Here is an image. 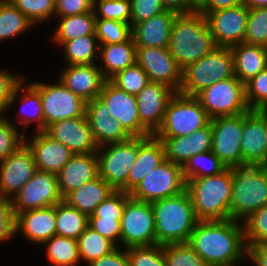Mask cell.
I'll return each instance as SVG.
<instances>
[{
	"mask_svg": "<svg viewBox=\"0 0 267 266\" xmlns=\"http://www.w3.org/2000/svg\"><path fill=\"white\" fill-rule=\"evenodd\" d=\"M187 243L209 266H241V262H248L243 222L199 220Z\"/></svg>",
	"mask_w": 267,
	"mask_h": 266,
	"instance_id": "6da1fadb",
	"label": "cell"
},
{
	"mask_svg": "<svg viewBox=\"0 0 267 266\" xmlns=\"http://www.w3.org/2000/svg\"><path fill=\"white\" fill-rule=\"evenodd\" d=\"M216 47L205 16L198 11L177 14L169 38V52L181 70Z\"/></svg>",
	"mask_w": 267,
	"mask_h": 266,
	"instance_id": "7a4b0ae2",
	"label": "cell"
},
{
	"mask_svg": "<svg viewBox=\"0 0 267 266\" xmlns=\"http://www.w3.org/2000/svg\"><path fill=\"white\" fill-rule=\"evenodd\" d=\"M151 205L155 219L156 244L187 243L199 221L187 190L154 201Z\"/></svg>",
	"mask_w": 267,
	"mask_h": 266,
	"instance_id": "3957f363",
	"label": "cell"
},
{
	"mask_svg": "<svg viewBox=\"0 0 267 266\" xmlns=\"http://www.w3.org/2000/svg\"><path fill=\"white\" fill-rule=\"evenodd\" d=\"M186 190L198 220L230 219L232 168H226L218 175L189 179Z\"/></svg>",
	"mask_w": 267,
	"mask_h": 266,
	"instance_id": "277c9868",
	"label": "cell"
},
{
	"mask_svg": "<svg viewBox=\"0 0 267 266\" xmlns=\"http://www.w3.org/2000/svg\"><path fill=\"white\" fill-rule=\"evenodd\" d=\"M267 204V166L242 165L232 168L230 219L243 222Z\"/></svg>",
	"mask_w": 267,
	"mask_h": 266,
	"instance_id": "5b68a950",
	"label": "cell"
},
{
	"mask_svg": "<svg viewBox=\"0 0 267 266\" xmlns=\"http://www.w3.org/2000/svg\"><path fill=\"white\" fill-rule=\"evenodd\" d=\"M235 76L234 57L230 47L216 46L197 62L182 70L179 93L196 96L215 82Z\"/></svg>",
	"mask_w": 267,
	"mask_h": 266,
	"instance_id": "8992f818",
	"label": "cell"
},
{
	"mask_svg": "<svg viewBox=\"0 0 267 266\" xmlns=\"http://www.w3.org/2000/svg\"><path fill=\"white\" fill-rule=\"evenodd\" d=\"M209 123L210 118L195 96L176 92L169 100L163 123L154 135L157 138L189 135Z\"/></svg>",
	"mask_w": 267,
	"mask_h": 266,
	"instance_id": "52a82bcc",
	"label": "cell"
},
{
	"mask_svg": "<svg viewBox=\"0 0 267 266\" xmlns=\"http://www.w3.org/2000/svg\"><path fill=\"white\" fill-rule=\"evenodd\" d=\"M210 119L235 116L249 111L245 84L236 76L215 82L195 96Z\"/></svg>",
	"mask_w": 267,
	"mask_h": 266,
	"instance_id": "ba28073f",
	"label": "cell"
},
{
	"mask_svg": "<svg viewBox=\"0 0 267 266\" xmlns=\"http://www.w3.org/2000/svg\"><path fill=\"white\" fill-rule=\"evenodd\" d=\"M99 176L114 190L125 192V183L138 154V137L109 143L97 150Z\"/></svg>",
	"mask_w": 267,
	"mask_h": 266,
	"instance_id": "9c48e42d",
	"label": "cell"
},
{
	"mask_svg": "<svg viewBox=\"0 0 267 266\" xmlns=\"http://www.w3.org/2000/svg\"><path fill=\"white\" fill-rule=\"evenodd\" d=\"M186 190V180L181 166L165 160L150 171L129 193L130 197L152 203L172 197Z\"/></svg>",
	"mask_w": 267,
	"mask_h": 266,
	"instance_id": "30bf717a",
	"label": "cell"
},
{
	"mask_svg": "<svg viewBox=\"0 0 267 266\" xmlns=\"http://www.w3.org/2000/svg\"><path fill=\"white\" fill-rule=\"evenodd\" d=\"M155 244V219L151 203L130 197L125 203L121 217L119 247L128 248Z\"/></svg>",
	"mask_w": 267,
	"mask_h": 266,
	"instance_id": "8fae6325",
	"label": "cell"
},
{
	"mask_svg": "<svg viewBox=\"0 0 267 266\" xmlns=\"http://www.w3.org/2000/svg\"><path fill=\"white\" fill-rule=\"evenodd\" d=\"M40 93L44 131L52 123L85 114V101L66 88L57 78L55 83L30 82ZM50 83V84H49Z\"/></svg>",
	"mask_w": 267,
	"mask_h": 266,
	"instance_id": "7c38bea8",
	"label": "cell"
},
{
	"mask_svg": "<svg viewBox=\"0 0 267 266\" xmlns=\"http://www.w3.org/2000/svg\"><path fill=\"white\" fill-rule=\"evenodd\" d=\"M212 152L227 167L242 166L241 138L244 113L210 119Z\"/></svg>",
	"mask_w": 267,
	"mask_h": 266,
	"instance_id": "4fadbf2b",
	"label": "cell"
},
{
	"mask_svg": "<svg viewBox=\"0 0 267 266\" xmlns=\"http://www.w3.org/2000/svg\"><path fill=\"white\" fill-rule=\"evenodd\" d=\"M14 216L28 210L55 206L63 201L57 175L36 170L33 177L12 198Z\"/></svg>",
	"mask_w": 267,
	"mask_h": 266,
	"instance_id": "5bb4252c",
	"label": "cell"
},
{
	"mask_svg": "<svg viewBox=\"0 0 267 266\" xmlns=\"http://www.w3.org/2000/svg\"><path fill=\"white\" fill-rule=\"evenodd\" d=\"M201 14L205 16L216 46L232 47L244 42L248 9L243 4Z\"/></svg>",
	"mask_w": 267,
	"mask_h": 266,
	"instance_id": "9a60e30c",
	"label": "cell"
},
{
	"mask_svg": "<svg viewBox=\"0 0 267 266\" xmlns=\"http://www.w3.org/2000/svg\"><path fill=\"white\" fill-rule=\"evenodd\" d=\"M136 63L147 73L150 82L165 84L175 92H179L182 70L168 47H137Z\"/></svg>",
	"mask_w": 267,
	"mask_h": 266,
	"instance_id": "2e32d148",
	"label": "cell"
},
{
	"mask_svg": "<svg viewBox=\"0 0 267 266\" xmlns=\"http://www.w3.org/2000/svg\"><path fill=\"white\" fill-rule=\"evenodd\" d=\"M36 170L33 153L24 143L0 162V197L12 200Z\"/></svg>",
	"mask_w": 267,
	"mask_h": 266,
	"instance_id": "e0dca14e",
	"label": "cell"
},
{
	"mask_svg": "<svg viewBox=\"0 0 267 266\" xmlns=\"http://www.w3.org/2000/svg\"><path fill=\"white\" fill-rule=\"evenodd\" d=\"M242 165L267 166V110L244 112Z\"/></svg>",
	"mask_w": 267,
	"mask_h": 266,
	"instance_id": "ac0fdd59",
	"label": "cell"
},
{
	"mask_svg": "<svg viewBox=\"0 0 267 266\" xmlns=\"http://www.w3.org/2000/svg\"><path fill=\"white\" fill-rule=\"evenodd\" d=\"M102 99L112 117L117 119L132 137L152 135L141 123L138 114L136 97L117 88L107 80L100 92Z\"/></svg>",
	"mask_w": 267,
	"mask_h": 266,
	"instance_id": "d6986e66",
	"label": "cell"
},
{
	"mask_svg": "<svg viewBox=\"0 0 267 266\" xmlns=\"http://www.w3.org/2000/svg\"><path fill=\"white\" fill-rule=\"evenodd\" d=\"M44 132L74 154H92L96 153L99 148L86 114L54 122Z\"/></svg>",
	"mask_w": 267,
	"mask_h": 266,
	"instance_id": "ffe728a7",
	"label": "cell"
},
{
	"mask_svg": "<svg viewBox=\"0 0 267 266\" xmlns=\"http://www.w3.org/2000/svg\"><path fill=\"white\" fill-rule=\"evenodd\" d=\"M20 99V101H19ZM20 106H19V104ZM18 104L19 110L15 113L13 117L15 119L9 118L11 108H15L14 106ZM6 117L10 122H12L15 126H21V131L25 135L27 134L25 131L29 127L34 126L33 132H41L44 131V117L43 110L41 104V97L39 91L28 81L27 77L17 86L15 93L12 95V98L9 100L8 106L5 110ZM9 115V116H8ZM18 116V117H17ZM16 123V124H15ZM33 126H30L31 124Z\"/></svg>",
	"mask_w": 267,
	"mask_h": 266,
	"instance_id": "44dd1931",
	"label": "cell"
},
{
	"mask_svg": "<svg viewBox=\"0 0 267 266\" xmlns=\"http://www.w3.org/2000/svg\"><path fill=\"white\" fill-rule=\"evenodd\" d=\"M175 93L165 84L149 82L135 96L140 123L152 135L161 127L167 104Z\"/></svg>",
	"mask_w": 267,
	"mask_h": 266,
	"instance_id": "7402d4cb",
	"label": "cell"
},
{
	"mask_svg": "<svg viewBox=\"0 0 267 266\" xmlns=\"http://www.w3.org/2000/svg\"><path fill=\"white\" fill-rule=\"evenodd\" d=\"M25 135V143L31 149L37 170L57 174L74 153L44 131Z\"/></svg>",
	"mask_w": 267,
	"mask_h": 266,
	"instance_id": "603a6c76",
	"label": "cell"
},
{
	"mask_svg": "<svg viewBox=\"0 0 267 266\" xmlns=\"http://www.w3.org/2000/svg\"><path fill=\"white\" fill-rule=\"evenodd\" d=\"M59 80L62 84L85 102L99 97L107 81L96 64L65 65Z\"/></svg>",
	"mask_w": 267,
	"mask_h": 266,
	"instance_id": "cb8c5ba5",
	"label": "cell"
},
{
	"mask_svg": "<svg viewBox=\"0 0 267 266\" xmlns=\"http://www.w3.org/2000/svg\"><path fill=\"white\" fill-rule=\"evenodd\" d=\"M85 114L98 146L132 138L99 97L85 103Z\"/></svg>",
	"mask_w": 267,
	"mask_h": 266,
	"instance_id": "d4e9b609",
	"label": "cell"
},
{
	"mask_svg": "<svg viewBox=\"0 0 267 266\" xmlns=\"http://www.w3.org/2000/svg\"><path fill=\"white\" fill-rule=\"evenodd\" d=\"M21 234L27 243L42 245L56 235V205L28 210L15 216V235Z\"/></svg>",
	"mask_w": 267,
	"mask_h": 266,
	"instance_id": "484cf974",
	"label": "cell"
},
{
	"mask_svg": "<svg viewBox=\"0 0 267 266\" xmlns=\"http://www.w3.org/2000/svg\"><path fill=\"white\" fill-rule=\"evenodd\" d=\"M159 139L163 143L165 160L183 168L192 156L212 151L211 123L189 135Z\"/></svg>",
	"mask_w": 267,
	"mask_h": 266,
	"instance_id": "4316f807",
	"label": "cell"
},
{
	"mask_svg": "<svg viewBox=\"0 0 267 266\" xmlns=\"http://www.w3.org/2000/svg\"><path fill=\"white\" fill-rule=\"evenodd\" d=\"M62 198L99 175L97 153L74 154L56 174Z\"/></svg>",
	"mask_w": 267,
	"mask_h": 266,
	"instance_id": "83f0119b",
	"label": "cell"
},
{
	"mask_svg": "<svg viewBox=\"0 0 267 266\" xmlns=\"http://www.w3.org/2000/svg\"><path fill=\"white\" fill-rule=\"evenodd\" d=\"M177 13L166 10L148 20L134 24L131 36L136 47L167 48L171 27Z\"/></svg>",
	"mask_w": 267,
	"mask_h": 266,
	"instance_id": "f1b7e54d",
	"label": "cell"
},
{
	"mask_svg": "<svg viewBox=\"0 0 267 266\" xmlns=\"http://www.w3.org/2000/svg\"><path fill=\"white\" fill-rule=\"evenodd\" d=\"M165 161L163 143L155 135L138 137V154L129 171L125 192L130 193L152 169Z\"/></svg>",
	"mask_w": 267,
	"mask_h": 266,
	"instance_id": "f546056e",
	"label": "cell"
},
{
	"mask_svg": "<svg viewBox=\"0 0 267 266\" xmlns=\"http://www.w3.org/2000/svg\"><path fill=\"white\" fill-rule=\"evenodd\" d=\"M230 49L234 57V74L242 83L267 68V47L242 42Z\"/></svg>",
	"mask_w": 267,
	"mask_h": 266,
	"instance_id": "4dcf8cb0",
	"label": "cell"
},
{
	"mask_svg": "<svg viewBox=\"0 0 267 266\" xmlns=\"http://www.w3.org/2000/svg\"><path fill=\"white\" fill-rule=\"evenodd\" d=\"M136 46L132 36L125 42L99 46L97 65L109 80L116 73L136 63Z\"/></svg>",
	"mask_w": 267,
	"mask_h": 266,
	"instance_id": "1f68e13d",
	"label": "cell"
},
{
	"mask_svg": "<svg viewBox=\"0 0 267 266\" xmlns=\"http://www.w3.org/2000/svg\"><path fill=\"white\" fill-rule=\"evenodd\" d=\"M115 191L98 175L95 179L69 193L63 200L89 217L94 213L96 207Z\"/></svg>",
	"mask_w": 267,
	"mask_h": 266,
	"instance_id": "d6a6232c",
	"label": "cell"
},
{
	"mask_svg": "<svg viewBox=\"0 0 267 266\" xmlns=\"http://www.w3.org/2000/svg\"><path fill=\"white\" fill-rule=\"evenodd\" d=\"M58 23L52 33L51 39L59 48L65 42L84 35L95 34L94 12L77 14L74 16L54 18Z\"/></svg>",
	"mask_w": 267,
	"mask_h": 266,
	"instance_id": "836d02e7",
	"label": "cell"
},
{
	"mask_svg": "<svg viewBox=\"0 0 267 266\" xmlns=\"http://www.w3.org/2000/svg\"><path fill=\"white\" fill-rule=\"evenodd\" d=\"M99 46L97 37L91 34L65 41L59 47L66 65H88L98 63Z\"/></svg>",
	"mask_w": 267,
	"mask_h": 266,
	"instance_id": "e575fe53",
	"label": "cell"
},
{
	"mask_svg": "<svg viewBox=\"0 0 267 266\" xmlns=\"http://www.w3.org/2000/svg\"><path fill=\"white\" fill-rule=\"evenodd\" d=\"M35 27L37 26H34L9 0H0V43L17 39Z\"/></svg>",
	"mask_w": 267,
	"mask_h": 266,
	"instance_id": "d590c367",
	"label": "cell"
},
{
	"mask_svg": "<svg viewBox=\"0 0 267 266\" xmlns=\"http://www.w3.org/2000/svg\"><path fill=\"white\" fill-rule=\"evenodd\" d=\"M46 258L53 266H79L78 240L59 235L52 236L42 245Z\"/></svg>",
	"mask_w": 267,
	"mask_h": 266,
	"instance_id": "8d00e7d4",
	"label": "cell"
},
{
	"mask_svg": "<svg viewBox=\"0 0 267 266\" xmlns=\"http://www.w3.org/2000/svg\"><path fill=\"white\" fill-rule=\"evenodd\" d=\"M89 217L64 200L56 204V235L78 240L88 227Z\"/></svg>",
	"mask_w": 267,
	"mask_h": 266,
	"instance_id": "74e56055",
	"label": "cell"
},
{
	"mask_svg": "<svg viewBox=\"0 0 267 266\" xmlns=\"http://www.w3.org/2000/svg\"><path fill=\"white\" fill-rule=\"evenodd\" d=\"M117 246L100 233L87 227L78 238V250L80 261L87 266L92 261L111 253Z\"/></svg>",
	"mask_w": 267,
	"mask_h": 266,
	"instance_id": "f35d334b",
	"label": "cell"
},
{
	"mask_svg": "<svg viewBox=\"0 0 267 266\" xmlns=\"http://www.w3.org/2000/svg\"><path fill=\"white\" fill-rule=\"evenodd\" d=\"M226 168L212 151H207L192 156L182 169L187 181L192 178L218 175Z\"/></svg>",
	"mask_w": 267,
	"mask_h": 266,
	"instance_id": "ab89813d",
	"label": "cell"
},
{
	"mask_svg": "<svg viewBox=\"0 0 267 266\" xmlns=\"http://www.w3.org/2000/svg\"><path fill=\"white\" fill-rule=\"evenodd\" d=\"M95 36L99 45L122 43L131 37V25L117 20L96 18Z\"/></svg>",
	"mask_w": 267,
	"mask_h": 266,
	"instance_id": "60d3db41",
	"label": "cell"
},
{
	"mask_svg": "<svg viewBox=\"0 0 267 266\" xmlns=\"http://www.w3.org/2000/svg\"><path fill=\"white\" fill-rule=\"evenodd\" d=\"M33 24L41 25L54 21L55 0H9ZM47 21V22H46Z\"/></svg>",
	"mask_w": 267,
	"mask_h": 266,
	"instance_id": "b9f144b4",
	"label": "cell"
},
{
	"mask_svg": "<svg viewBox=\"0 0 267 266\" xmlns=\"http://www.w3.org/2000/svg\"><path fill=\"white\" fill-rule=\"evenodd\" d=\"M109 81L117 88L136 96L150 82V79L147 73L135 63L116 73Z\"/></svg>",
	"mask_w": 267,
	"mask_h": 266,
	"instance_id": "7bdbcfd3",
	"label": "cell"
},
{
	"mask_svg": "<svg viewBox=\"0 0 267 266\" xmlns=\"http://www.w3.org/2000/svg\"><path fill=\"white\" fill-rule=\"evenodd\" d=\"M163 255L166 266H209L188 243L165 244Z\"/></svg>",
	"mask_w": 267,
	"mask_h": 266,
	"instance_id": "ee69618b",
	"label": "cell"
},
{
	"mask_svg": "<svg viewBox=\"0 0 267 266\" xmlns=\"http://www.w3.org/2000/svg\"><path fill=\"white\" fill-rule=\"evenodd\" d=\"M246 246L267 245V204L243 221Z\"/></svg>",
	"mask_w": 267,
	"mask_h": 266,
	"instance_id": "f6af8a7d",
	"label": "cell"
},
{
	"mask_svg": "<svg viewBox=\"0 0 267 266\" xmlns=\"http://www.w3.org/2000/svg\"><path fill=\"white\" fill-rule=\"evenodd\" d=\"M244 42L267 47V7L248 10Z\"/></svg>",
	"mask_w": 267,
	"mask_h": 266,
	"instance_id": "bcb514c9",
	"label": "cell"
},
{
	"mask_svg": "<svg viewBox=\"0 0 267 266\" xmlns=\"http://www.w3.org/2000/svg\"><path fill=\"white\" fill-rule=\"evenodd\" d=\"M96 18L117 20L130 24V0H94Z\"/></svg>",
	"mask_w": 267,
	"mask_h": 266,
	"instance_id": "7dc6e473",
	"label": "cell"
},
{
	"mask_svg": "<svg viewBox=\"0 0 267 266\" xmlns=\"http://www.w3.org/2000/svg\"><path fill=\"white\" fill-rule=\"evenodd\" d=\"M24 143L25 134L5 114H0V162Z\"/></svg>",
	"mask_w": 267,
	"mask_h": 266,
	"instance_id": "c3c4849f",
	"label": "cell"
},
{
	"mask_svg": "<svg viewBox=\"0 0 267 266\" xmlns=\"http://www.w3.org/2000/svg\"><path fill=\"white\" fill-rule=\"evenodd\" d=\"M126 252L129 266H166L163 245L132 246Z\"/></svg>",
	"mask_w": 267,
	"mask_h": 266,
	"instance_id": "681fc988",
	"label": "cell"
},
{
	"mask_svg": "<svg viewBox=\"0 0 267 266\" xmlns=\"http://www.w3.org/2000/svg\"><path fill=\"white\" fill-rule=\"evenodd\" d=\"M245 97L250 110H267V68L245 83Z\"/></svg>",
	"mask_w": 267,
	"mask_h": 266,
	"instance_id": "f907efd6",
	"label": "cell"
},
{
	"mask_svg": "<svg viewBox=\"0 0 267 266\" xmlns=\"http://www.w3.org/2000/svg\"><path fill=\"white\" fill-rule=\"evenodd\" d=\"M130 198L129 193L115 191L106 200L101 202L89 217L102 219H121L126 201Z\"/></svg>",
	"mask_w": 267,
	"mask_h": 266,
	"instance_id": "816d5d0a",
	"label": "cell"
},
{
	"mask_svg": "<svg viewBox=\"0 0 267 266\" xmlns=\"http://www.w3.org/2000/svg\"><path fill=\"white\" fill-rule=\"evenodd\" d=\"M131 1V17L130 25L148 20L153 16L166 11L161 0H130Z\"/></svg>",
	"mask_w": 267,
	"mask_h": 266,
	"instance_id": "f5cc1de1",
	"label": "cell"
},
{
	"mask_svg": "<svg viewBox=\"0 0 267 266\" xmlns=\"http://www.w3.org/2000/svg\"><path fill=\"white\" fill-rule=\"evenodd\" d=\"M0 68V114H4L17 86L25 79L23 73H13Z\"/></svg>",
	"mask_w": 267,
	"mask_h": 266,
	"instance_id": "db71d44e",
	"label": "cell"
},
{
	"mask_svg": "<svg viewBox=\"0 0 267 266\" xmlns=\"http://www.w3.org/2000/svg\"><path fill=\"white\" fill-rule=\"evenodd\" d=\"M15 216L11 199L0 197V244L13 241L15 237Z\"/></svg>",
	"mask_w": 267,
	"mask_h": 266,
	"instance_id": "11a10c76",
	"label": "cell"
},
{
	"mask_svg": "<svg viewBox=\"0 0 267 266\" xmlns=\"http://www.w3.org/2000/svg\"><path fill=\"white\" fill-rule=\"evenodd\" d=\"M88 226L119 247L121 219H102L99 217H89Z\"/></svg>",
	"mask_w": 267,
	"mask_h": 266,
	"instance_id": "9f6ffc18",
	"label": "cell"
},
{
	"mask_svg": "<svg viewBox=\"0 0 267 266\" xmlns=\"http://www.w3.org/2000/svg\"><path fill=\"white\" fill-rule=\"evenodd\" d=\"M94 0H55L54 18L94 12Z\"/></svg>",
	"mask_w": 267,
	"mask_h": 266,
	"instance_id": "6f0895ef",
	"label": "cell"
},
{
	"mask_svg": "<svg viewBox=\"0 0 267 266\" xmlns=\"http://www.w3.org/2000/svg\"><path fill=\"white\" fill-rule=\"evenodd\" d=\"M87 266H129L126 248L117 247L111 253L92 261Z\"/></svg>",
	"mask_w": 267,
	"mask_h": 266,
	"instance_id": "680465c9",
	"label": "cell"
},
{
	"mask_svg": "<svg viewBox=\"0 0 267 266\" xmlns=\"http://www.w3.org/2000/svg\"><path fill=\"white\" fill-rule=\"evenodd\" d=\"M247 260L251 266H267V245L248 246Z\"/></svg>",
	"mask_w": 267,
	"mask_h": 266,
	"instance_id": "91938a15",
	"label": "cell"
},
{
	"mask_svg": "<svg viewBox=\"0 0 267 266\" xmlns=\"http://www.w3.org/2000/svg\"><path fill=\"white\" fill-rule=\"evenodd\" d=\"M242 4V0H205L197 10L200 13H209L220 9L234 8Z\"/></svg>",
	"mask_w": 267,
	"mask_h": 266,
	"instance_id": "94428289",
	"label": "cell"
},
{
	"mask_svg": "<svg viewBox=\"0 0 267 266\" xmlns=\"http://www.w3.org/2000/svg\"><path fill=\"white\" fill-rule=\"evenodd\" d=\"M166 10L173 11L177 14H185L196 11L188 0H161Z\"/></svg>",
	"mask_w": 267,
	"mask_h": 266,
	"instance_id": "6125c7cd",
	"label": "cell"
},
{
	"mask_svg": "<svg viewBox=\"0 0 267 266\" xmlns=\"http://www.w3.org/2000/svg\"><path fill=\"white\" fill-rule=\"evenodd\" d=\"M242 4L248 9L265 8L267 0H242Z\"/></svg>",
	"mask_w": 267,
	"mask_h": 266,
	"instance_id": "be15d7a7",
	"label": "cell"
},
{
	"mask_svg": "<svg viewBox=\"0 0 267 266\" xmlns=\"http://www.w3.org/2000/svg\"><path fill=\"white\" fill-rule=\"evenodd\" d=\"M205 0H188V3L197 11L203 4Z\"/></svg>",
	"mask_w": 267,
	"mask_h": 266,
	"instance_id": "e7e4bbea",
	"label": "cell"
}]
</instances>
